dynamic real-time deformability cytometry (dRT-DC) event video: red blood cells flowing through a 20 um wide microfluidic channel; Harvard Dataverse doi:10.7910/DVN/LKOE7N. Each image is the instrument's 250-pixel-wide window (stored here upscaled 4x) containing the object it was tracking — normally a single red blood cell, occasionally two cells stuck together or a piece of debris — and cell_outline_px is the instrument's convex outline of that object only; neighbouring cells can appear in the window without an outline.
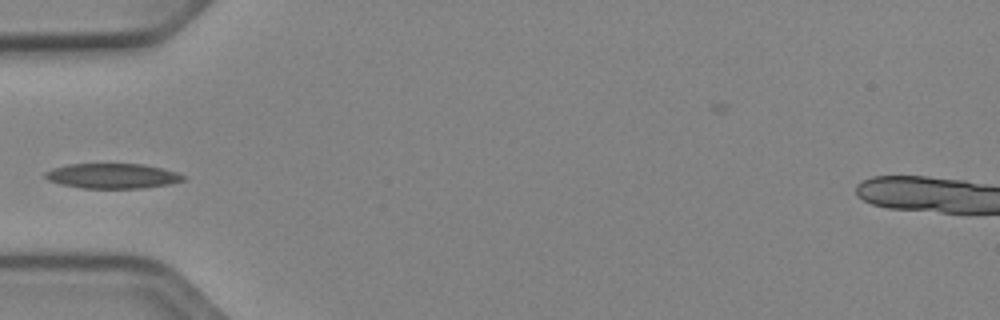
{"species": "Egyptian fruit bat (a non-hibernating species)", "species_latin": "Rousettus aegyptiacus", "temperature_condition": "cold", "stored_images_in_passage": 36, "camera_frame_rate_fps": 3000, "um_per_image_px": 0.085, "animal": {"sex": "female"}, "frame": {"image": 1, "passage_image": 1, "time_ms": 0.0, "image_size_px": [1000, 320], "cell_outline_px": [[188, 176], [184, 180], [168, 184], [140, 188], [80, 188], [60, 184], [48, 180], [44, 176], [44, 172], [52, 168], [68, 164], [144, 164], [176, 172]], "centroid_in_image_um": [9.53, 14.95], "position_along_channel_um": 75.5, "area_um2": 20.11}}
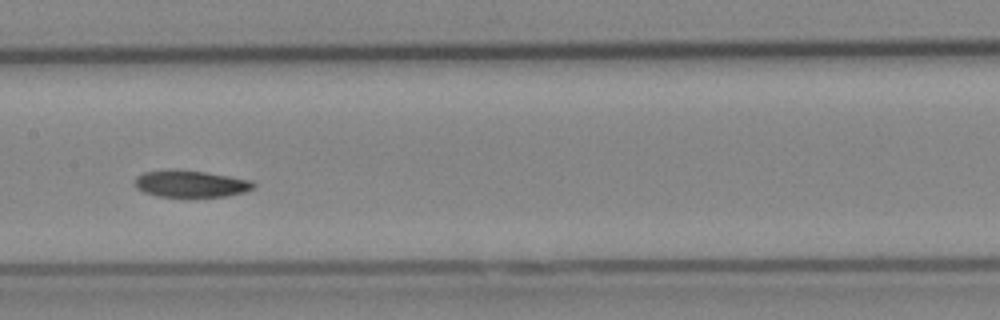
{"frame": {"image": 2, "passage_image": 10, "time_ms": 3.0, "image_size_px": [1000, 320], "cell_outline_px": [[256, 184], [252, 188], [244, 192], [228, 196], [156, 196], [144, 192], [136, 188], [136, 176], [144, 172], [172, 168], [204, 172], [252, 180]], "centroid_in_image_um": [16.19, 15.6], "position_along_channel_um": 191.2, "area_um2": 18.5}}
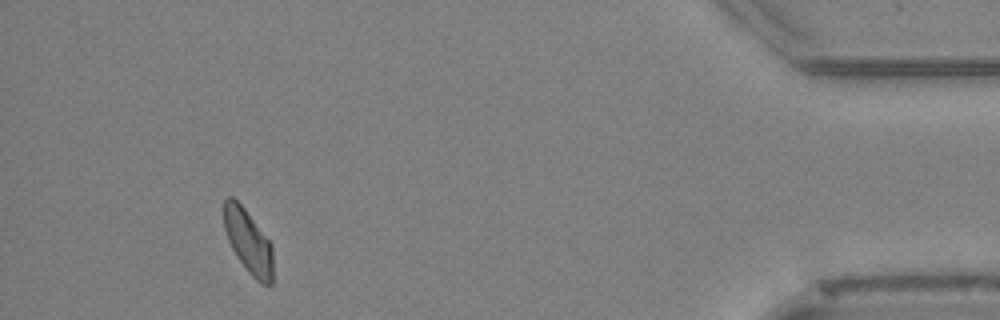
{"frame": {"image": 3, "passage_image": 32, "time_ms": 10.333, "image_size_px": [1000, 320], "cell_outline_px": [[272, 284], [264, 284], [256, 280], [248, 272], [236, 256], [228, 240], [224, 228], [224, 200], [228, 196], [232, 196], [244, 208], [272, 244]], "centroid_in_image_um": [21.09, 20.52], "position_along_channel_um": 414.1, "area_um2": 18.03}}